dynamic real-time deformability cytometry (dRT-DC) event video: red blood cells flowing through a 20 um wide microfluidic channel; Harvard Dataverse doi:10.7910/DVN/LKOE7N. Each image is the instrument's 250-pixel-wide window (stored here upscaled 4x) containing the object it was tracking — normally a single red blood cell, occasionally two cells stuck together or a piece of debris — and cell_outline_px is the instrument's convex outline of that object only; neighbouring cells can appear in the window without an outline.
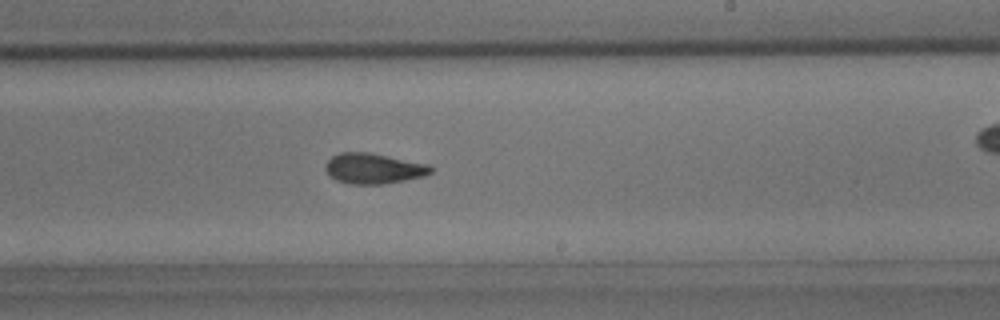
{"species": "common noctule bat (a hibernating species)", "species_latin": "Nyctalus noctula", "temperature_condition": "room temperature", "stored_images_in_passage": 32, "camera_frame_rate_fps": 3000, "um_per_image_px": 0.085, "animal": {"sex": "male", "body_mass_g": 15.6}, "frame": {"image": 1, "passage_image": 19, "time_ms": 6.0, "image_size_px": [1000, 320], "cell_outline_px": [[432, 172], [424, 176], [384, 184], [348, 184], [336, 180], [324, 168], [324, 164], [332, 156], [340, 152], [368, 152], [428, 164], [432, 168]], "centroid_in_image_um": [31.73, 14.32], "position_along_channel_um": 257.3, "area_um2": 18.61}}